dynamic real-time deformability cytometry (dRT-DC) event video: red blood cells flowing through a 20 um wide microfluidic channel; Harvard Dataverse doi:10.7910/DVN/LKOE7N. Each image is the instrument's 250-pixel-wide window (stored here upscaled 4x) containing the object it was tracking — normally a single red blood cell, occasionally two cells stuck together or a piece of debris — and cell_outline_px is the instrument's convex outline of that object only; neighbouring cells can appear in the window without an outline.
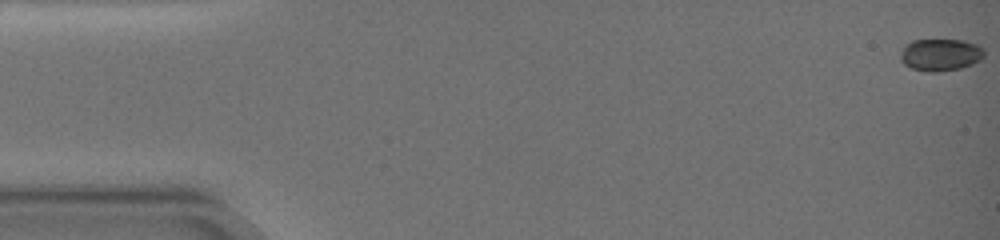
{"species": "common noctule bat (a hibernating species)", "species_latin": "Nyctalus noctula", "temperature_condition": "warm", "stored_images_in_passage": 35, "camera_frame_rate_fps": 3000, "um_per_image_px": 0.085, "animal": {"sex": "female", "body_mass_g": 19.0, "forearm_length_mm": 51.5}, "frame": {"image": 1, "passage_image": 1, "time_ms": 0.0, "image_size_px": [1000, 240], "cell_outline_px": [[984, 56], [980, 60], [972, 64], [960, 68], [936, 72], [928, 72], [912, 68], [904, 64], [900, 60], [900, 52], [904, 44], [912, 40], [964, 40], [980, 44], [984, 48]], "centroid_in_image_um": [79.94, 4.64], "position_along_channel_um": 5.1, "area_um2": 15.95}}
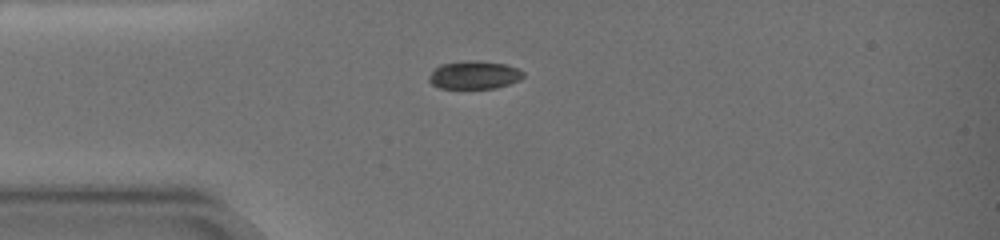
{"frame": {"image": 2, "passage_image": 17, "time_ms": 5.333, "image_size_px": [1000, 240], "cell_outline_px": [[524, 76], [520, 80], [496, 88], [440, 88], [432, 84], [428, 80], [428, 76], [440, 64], [468, 60], [480, 60], [504, 64], [516, 68], [524, 72]], "centroid_in_image_um": [40.31, 6.37], "position_along_channel_um": 44.7, "area_um2": 15.43}}
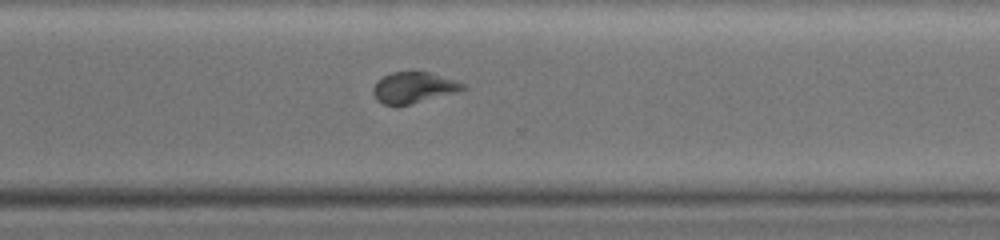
{"frame": {"image": 3, "passage_image": 35, "time_ms": 14.667, "image_size_px": [1000, 240], "cell_outline_px": [[468, 88], [456, 92], [408, 104], [384, 104], [376, 100], [372, 92], [372, 88], [384, 76], [392, 72], [428, 72], [456, 80], [464, 84]], "centroid_in_image_um": [35.16, 7.43], "position_along_channel_um": 335.4, "area_um2": 15.78}}